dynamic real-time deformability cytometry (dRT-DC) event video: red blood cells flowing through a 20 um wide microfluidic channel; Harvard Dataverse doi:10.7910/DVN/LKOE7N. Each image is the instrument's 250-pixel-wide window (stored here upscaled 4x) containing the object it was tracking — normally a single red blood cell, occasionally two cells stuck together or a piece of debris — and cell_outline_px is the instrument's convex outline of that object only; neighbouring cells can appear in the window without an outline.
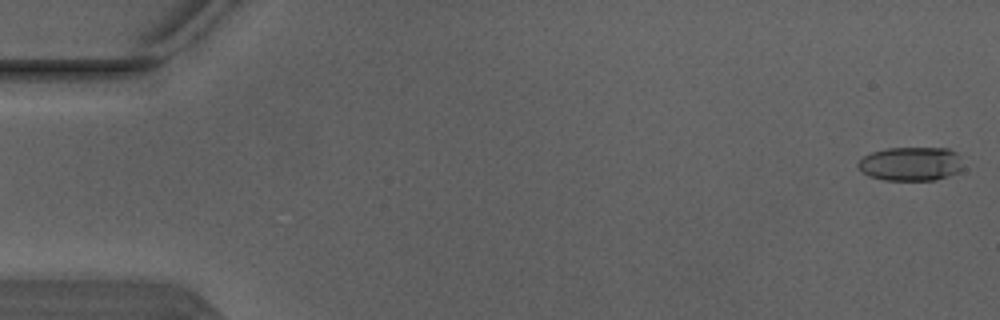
{"species": "Egyptian fruit bat (a non-hibernating species)", "species_latin": "Rousettus aegyptiacus", "temperature_condition": "warm", "stored_images_in_passage": 6, "camera_frame_rate_fps": 3000, "um_per_image_px": 0.085, "animal": {"sex": "male"}, "frame": {"image": 1, "passage_image": 1, "time_ms": 0.0, "image_size_px": [1000, 320], "cell_outline_px": [[964, 168], [960, 172], [936, 180], [884, 180], [868, 176], [856, 164], [864, 156], [872, 152], [888, 148], [948, 148], [956, 152], [960, 156]], "centroid_in_image_um": [77.47, 13.93], "position_along_channel_um": 7.5, "area_um2": 20.92}}
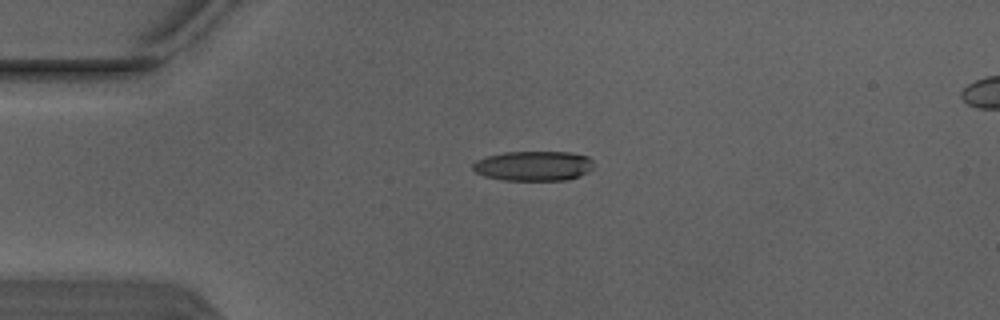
{"frame": {"image": 2, "passage_image": 4, "time_ms": 1.0, "image_size_px": [1000, 320], "cell_outline_px": [[592, 168], [588, 172], [564, 180], [500, 180], [484, 176], [476, 172], [472, 168], [472, 164], [476, 160], [488, 156], [504, 152], [572, 152], [588, 156], [592, 160]], "centroid_in_image_um": [45.32, 14.09], "position_along_channel_um": 39.7, "area_um2": 20.98}}
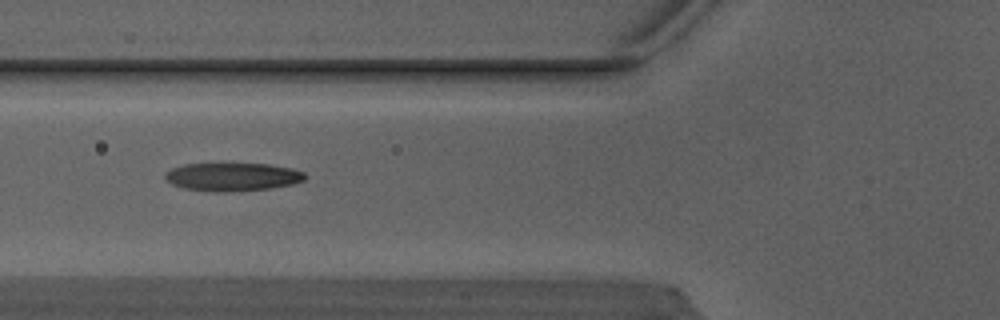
{"frame": {"image": 3, "passage_image": 6, "time_ms": 1.667, "image_size_px": [1000, 320], "cell_outline_px": [[308, 176], [304, 180], [292, 184], [272, 188], [228, 192], [212, 192], [184, 188], [172, 184], [164, 176], [172, 168], [184, 164], [268, 164], [292, 168], [304, 172]], "centroid_in_image_um": [19.8, 15.04], "position_along_channel_um": 106.0, "area_um2": 22.95}}